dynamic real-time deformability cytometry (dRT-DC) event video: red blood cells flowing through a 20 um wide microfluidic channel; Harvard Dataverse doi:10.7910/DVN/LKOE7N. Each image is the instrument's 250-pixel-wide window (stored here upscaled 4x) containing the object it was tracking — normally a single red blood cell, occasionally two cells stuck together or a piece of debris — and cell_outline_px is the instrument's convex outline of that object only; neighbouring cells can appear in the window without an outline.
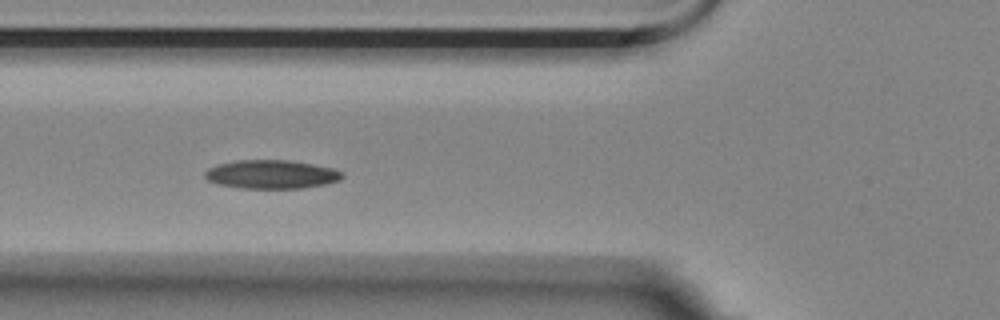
{"species": "Egyptian fruit bat (a non-hibernating species)", "species_latin": "Rousettus aegyptiacus", "temperature_condition": "room temperature", "stored_images_in_passage": 9, "camera_frame_rate_fps": 3000, "um_per_image_px": 0.085, "animal": {"sex": "female"}, "frame": {"image": 1, "passage_image": 3, "time_ms": 0.667, "image_size_px": [1000, 320], "cell_outline_px": [[344, 176], [340, 180], [324, 184], [304, 188], [240, 188], [216, 184], [208, 180], [204, 176], [204, 172], [208, 168], [216, 164], [236, 160], [288, 160], [312, 164], [332, 168], [340, 172]], "centroid_in_image_um": [23.01, 14.82], "position_along_channel_um": 102.8, "area_um2": 22.95}}
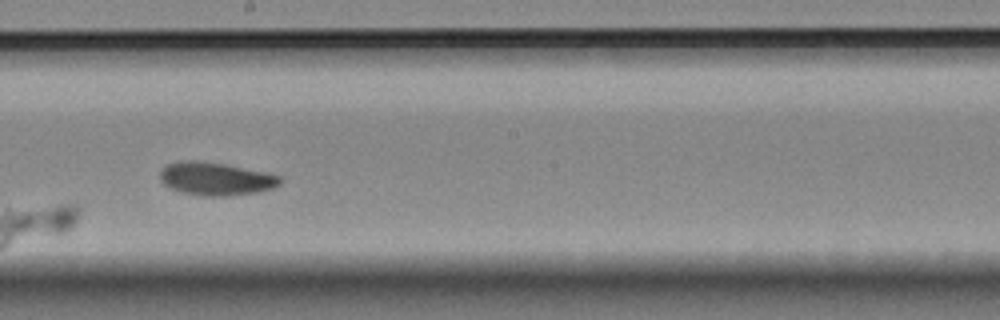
{"frame": {"image": 2, "passage_image": 6, "time_ms": 1.667, "image_size_px": [1000, 320], "cell_outline_px": [[280, 184], [272, 188], [260, 192], [228, 196], [200, 196], [180, 192], [164, 184], [160, 180], [160, 172], [168, 164], [180, 160], [196, 160], [224, 164], [268, 172], [280, 176]], "centroid_in_image_um": [18.35, 15.2], "position_along_channel_um": 229.9, "area_um2": 23.24}}
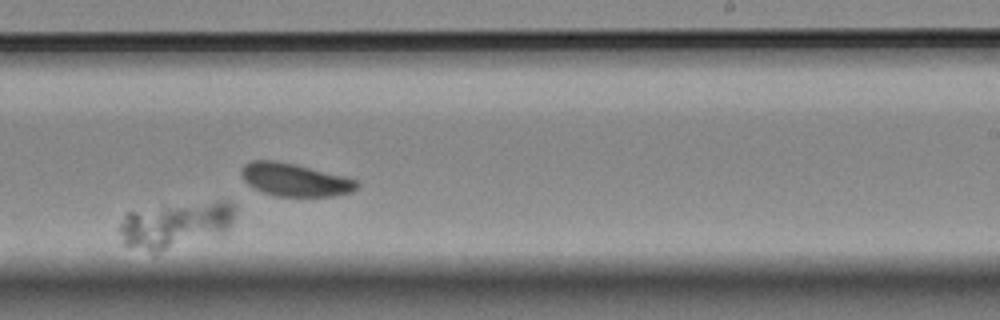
{"frame": {"image": 3, "passage_image": 7, "time_ms": 2.0, "image_size_px": [1000, 320], "cell_outline_px": [[236, 208], [232, 220], [228, 228], [220, 232], [156, 252], [152, 252], [124, 244], [120, 232], [120, 224], [124, 216], [128, 212], [164, 204], [220, 200], [228, 200]], "centroid_in_image_um": [14.88, 19.03], "position_along_channel_um": 274.1, "area_um2": 30.46}}